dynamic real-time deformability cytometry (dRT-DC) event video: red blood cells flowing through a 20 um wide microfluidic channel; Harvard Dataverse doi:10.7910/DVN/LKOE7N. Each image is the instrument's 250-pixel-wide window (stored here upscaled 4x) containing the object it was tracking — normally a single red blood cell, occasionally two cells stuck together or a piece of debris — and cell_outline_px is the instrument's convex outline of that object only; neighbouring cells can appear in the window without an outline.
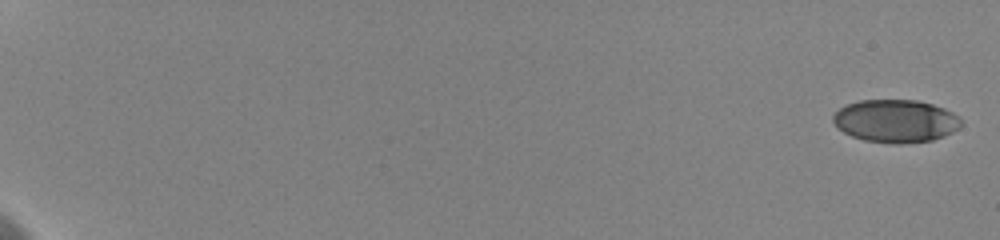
{"species": "human", "species_latin": "Homo sapiens", "temperature_condition": "cold", "stored_images_in_passage": 12, "camera_frame_rate_fps": 3000, "um_per_image_px": 0.085, "donor": {"sex": "female"}, "frame": {"image": 1, "passage_image": 1, "time_ms": 0.0, "image_size_px": [1000, 240], "cell_outline_px": [[960, 124], [952, 132], [944, 136], [932, 140], [900, 144], [892, 144], [864, 140], [852, 136], [844, 132], [832, 120], [832, 116], [840, 108], [848, 104], [860, 100], [916, 100], [932, 104], [944, 108], [952, 112], [960, 120]], "centroid_in_image_um": [76.11, 10.29], "position_along_channel_um": 8.9, "area_um2": 31.67}}
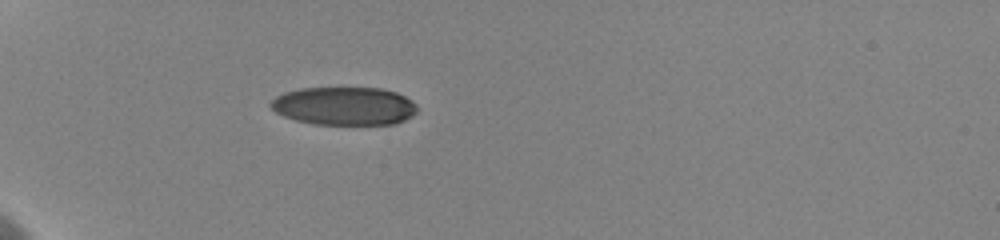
{"frame": {"image": 2, "passage_image": 10, "time_ms": 6.667, "image_size_px": [1000, 240], "cell_outline_px": [[416, 112], [412, 116], [396, 124], [316, 124], [296, 120], [284, 116], [276, 112], [268, 104], [276, 96], [284, 92], [300, 88], [380, 88], [396, 92], [412, 100], [416, 104]], "centroid_in_image_um": [29.26, 9.01], "position_along_channel_um": 55.7, "area_um2": 32.6}}